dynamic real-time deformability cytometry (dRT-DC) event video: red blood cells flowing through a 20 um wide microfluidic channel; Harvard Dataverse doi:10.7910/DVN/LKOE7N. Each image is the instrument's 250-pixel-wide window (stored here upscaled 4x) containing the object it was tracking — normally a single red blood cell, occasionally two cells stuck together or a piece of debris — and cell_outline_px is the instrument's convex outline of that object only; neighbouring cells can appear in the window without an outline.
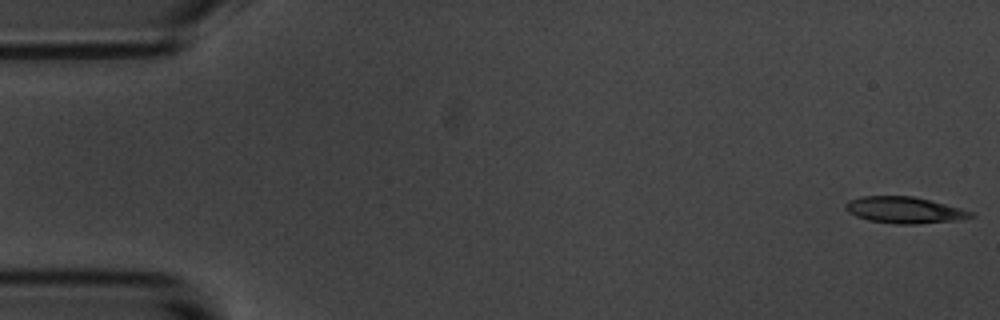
{"species": "common noctule bat (a hibernating species)", "species_latin": "Nyctalus noctula", "temperature_condition": "room temperature", "stored_images_in_passage": 5, "camera_frame_rate_fps": 3000, "um_per_image_px": 0.085, "animal": {"sex": "male", "body_mass_g": 20.1, "forearm_length_mm": 53.5}, "frame": {"image": 1, "passage_image": 1, "time_ms": 0.0, "image_size_px": [1000, 320], "cell_outline_px": [[976, 216], [960, 220], [916, 224], [896, 224], [868, 220], [856, 216], [848, 212], [844, 208], [844, 204], [848, 200], [860, 196], [912, 196], [960, 208], [972, 212]], "centroid_in_image_um": [76.84, 17.86], "position_along_channel_um": 8.2, "area_um2": 19.31}}
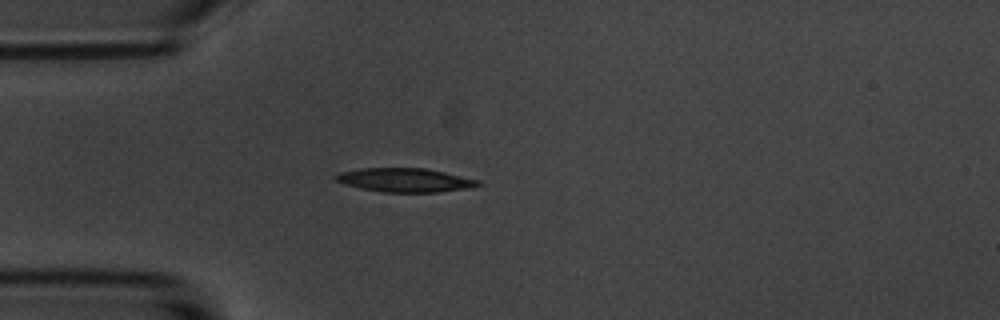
{"frame": {"image": 2, "passage_image": 5, "time_ms": 4.667, "image_size_px": [1000, 320], "cell_outline_px": [[484, 184], [464, 188], [440, 192], [380, 192], [360, 188], [344, 184], [332, 180], [332, 176], [340, 172], [360, 168], [424, 168], [444, 172], [480, 180]], "centroid_in_image_um": [34.35, 15.3], "position_along_channel_um": 50.6, "area_um2": 19.88}}